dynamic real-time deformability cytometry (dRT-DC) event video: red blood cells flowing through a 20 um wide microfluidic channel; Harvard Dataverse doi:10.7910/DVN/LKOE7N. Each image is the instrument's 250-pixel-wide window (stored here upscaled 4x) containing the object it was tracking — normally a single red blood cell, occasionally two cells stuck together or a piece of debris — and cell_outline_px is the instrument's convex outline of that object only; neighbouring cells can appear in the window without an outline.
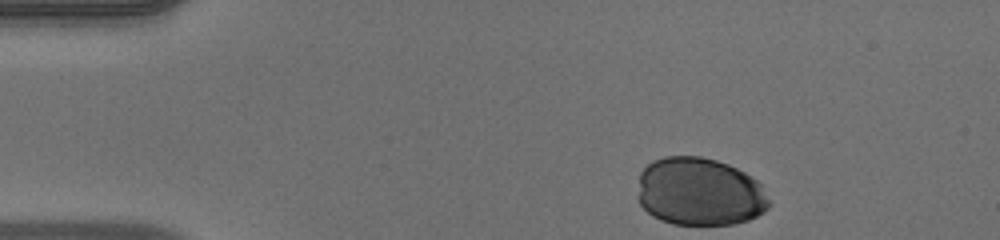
{"species": "human", "species_latin": "Homo sapiens", "temperature_condition": "warm", "stored_images_in_passage": 36, "camera_frame_rate_fps": 3000, "um_per_image_px": 0.085, "donor": {"sex": "male"}, "frame": {"image": 1, "passage_image": 1, "time_ms": 0.0, "image_size_px": [1000, 240], "cell_outline_px": [[768, 208], [764, 212], [748, 220], [732, 224], [672, 224], [660, 220], [652, 216], [640, 204], [640, 172], [648, 164], [664, 156], [700, 156], [716, 160], [728, 164], [752, 176], [760, 184], [768, 200]], "centroid_in_image_um": [59.47, 16.3], "position_along_channel_um": 25.5, "area_um2": 51.79}}
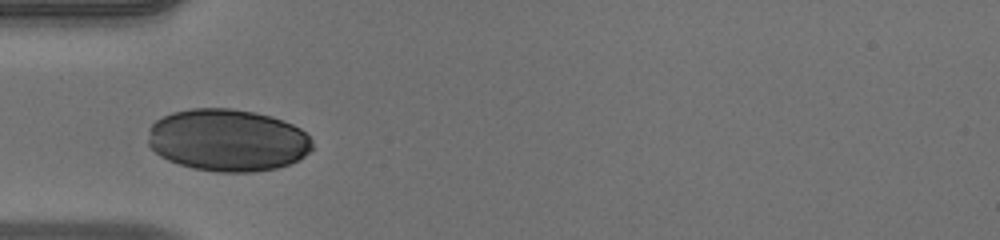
{"frame": {"image": 2, "passage_image": 10, "time_ms": 3.0, "image_size_px": [1000, 240], "cell_outline_px": [[312, 148], [300, 160], [276, 168], [256, 172], [216, 172], [192, 168], [168, 160], [160, 156], [148, 144], [148, 128], [156, 120], [172, 112], [192, 108], [232, 108], [272, 116], [292, 124], [300, 128], [312, 140]], "centroid_in_image_um": [19.34, 11.91], "position_along_channel_um": 65.7, "area_um2": 59.82}}
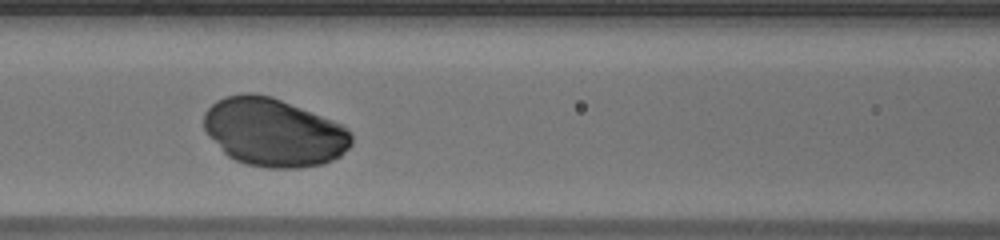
{"frame": {"image": 3, "passage_image": 16, "time_ms": 5.0, "image_size_px": [1000, 240], "cell_outline_px": [[352, 144], [340, 156], [324, 164], [300, 168], [268, 168], [248, 164], [236, 160], [228, 156], [224, 152], [204, 128], [204, 112], [216, 100], [224, 96], [244, 92], [252, 92], [272, 96], [332, 120], [348, 128], [352, 136]], "centroid_in_image_um": [23.28, 11.23], "position_along_channel_um": 143.3, "area_um2": 58.67}}